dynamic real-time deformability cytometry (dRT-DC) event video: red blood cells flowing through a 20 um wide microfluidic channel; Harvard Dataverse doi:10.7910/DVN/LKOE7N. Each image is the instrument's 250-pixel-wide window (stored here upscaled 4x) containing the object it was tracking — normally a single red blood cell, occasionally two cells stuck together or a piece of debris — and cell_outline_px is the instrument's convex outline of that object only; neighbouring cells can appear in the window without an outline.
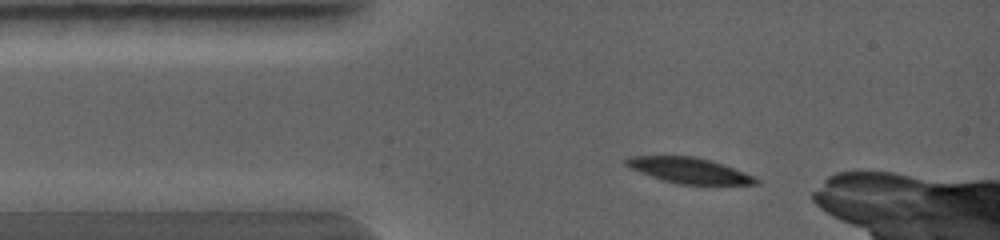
{"species": "common noctule bat (a hibernating species)", "species_latin": "Nyctalus noctula", "temperature_condition": "warm", "stored_images_in_passage": 2, "camera_frame_rate_fps": 5000, "um_per_image_px": 0.085, "animal": {"sex": "female", "body_mass_g": 19.0, "forearm_length_mm": 56.7}, "frame": {"image": 1, "passage_image": 1, "time_ms": 0.0, "image_size_px": [1000, 240], "cell_outline_px": [[760, 184], [680, 184], [664, 180], [640, 172], [624, 164], [624, 160], [628, 156], [696, 156], [712, 160], [724, 164], [744, 172], [760, 180]], "centroid_in_image_um": [58.59, 14.47], "position_along_channel_um": 26.4, "area_um2": 19.19}}